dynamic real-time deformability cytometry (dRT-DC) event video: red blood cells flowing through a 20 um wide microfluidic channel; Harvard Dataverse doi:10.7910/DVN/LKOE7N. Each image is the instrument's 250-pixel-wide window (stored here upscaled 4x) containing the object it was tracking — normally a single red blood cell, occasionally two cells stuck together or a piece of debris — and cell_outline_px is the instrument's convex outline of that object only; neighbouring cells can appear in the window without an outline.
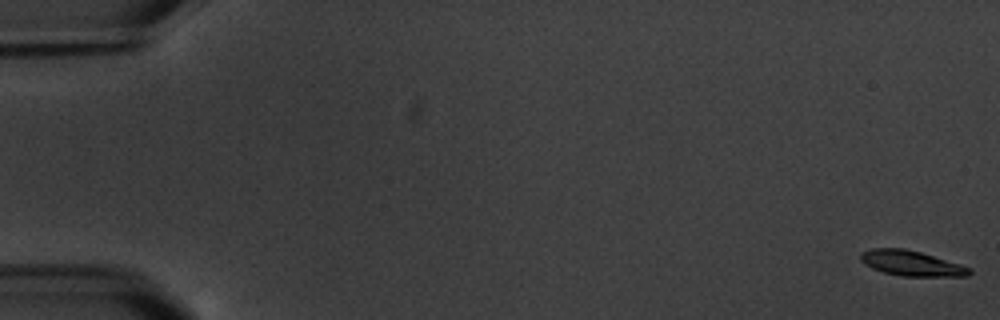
{"species": "common noctule bat (a hibernating species)", "species_latin": "Nyctalus noctula", "temperature_condition": "warm", "stored_images_in_passage": 8, "camera_frame_rate_fps": 3000, "um_per_image_px": 0.085, "animal": {"sex": "male", "body_mass_g": 20.1, "forearm_length_mm": 53.5}, "frame": {"image": 1, "passage_image": 1, "time_ms": 0.0, "image_size_px": [1000, 320], "cell_outline_px": [[972, 272], [968, 276], [900, 276], [884, 272], [872, 268], [864, 264], [860, 260], [860, 252], [872, 248], [904, 248], [920, 252], [960, 264], [972, 268]], "centroid_in_image_um": [77.45, 22.38], "position_along_channel_um": 7.5, "area_um2": 16.01}}
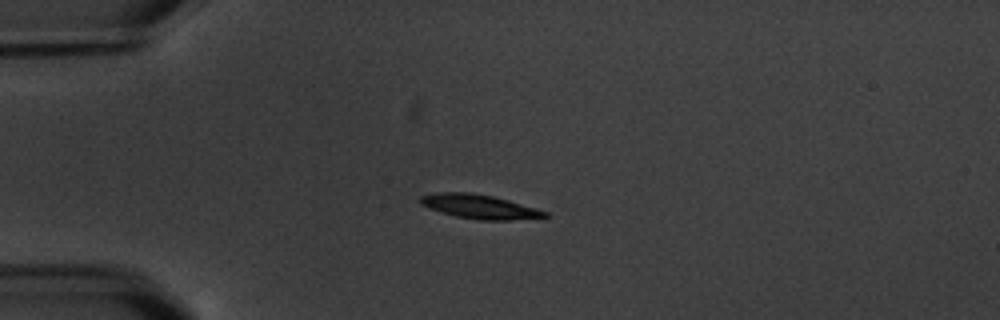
{"frame": {"image": 2, "passage_image": 4, "time_ms": 5.0, "image_size_px": [1000, 320], "cell_outline_px": [[548, 216], [508, 220], [480, 220], [456, 216], [428, 208], [420, 204], [420, 196], [440, 192], [472, 192], [492, 196], [508, 200], [536, 208], [548, 212]], "centroid_in_image_um": [40.73, 17.55], "position_along_channel_um": 44.3, "area_um2": 17.28}}
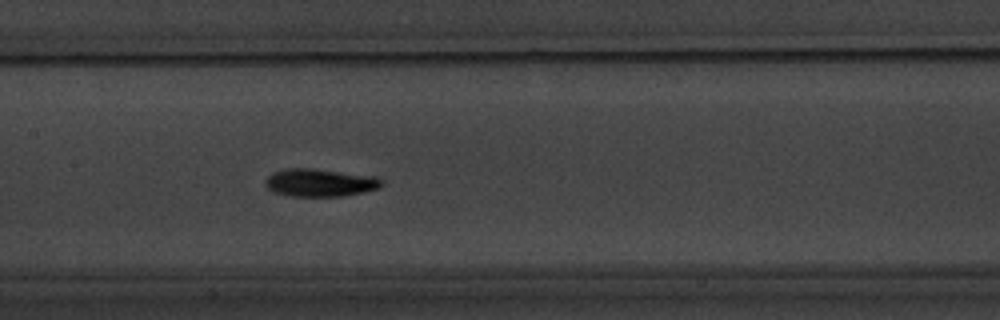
{"frame": {"image": 3, "passage_image": 8, "time_ms": 9.667, "image_size_px": [1000, 320], "cell_outline_px": [[384, 184], [380, 188], [364, 192], [344, 196], [288, 196], [272, 192], [264, 184], [268, 176], [272, 172], [288, 168], [312, 168], [376, 176], [384, 180]], "centroid_in_image_um": [27.22, 15.53], "position_along_channel_um": 180.2, "area_um2": 19.13}}